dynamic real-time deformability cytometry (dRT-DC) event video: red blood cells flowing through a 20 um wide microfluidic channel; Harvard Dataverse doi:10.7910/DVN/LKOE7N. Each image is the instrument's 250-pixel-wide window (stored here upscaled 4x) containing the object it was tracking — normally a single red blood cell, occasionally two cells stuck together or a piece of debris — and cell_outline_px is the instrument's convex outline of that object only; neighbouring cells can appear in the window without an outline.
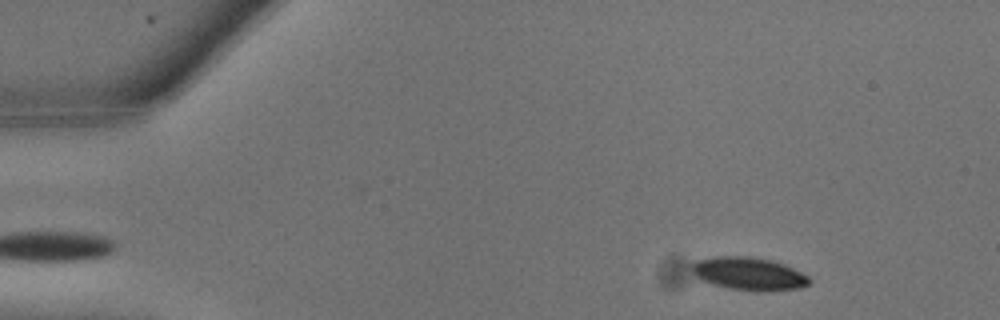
{"species": "common noctule bat (a hibernating species)", "species_latin": "Nyctalus noctula", "temperature_condition": "warm", "stored_images_in_passage": 9, "camera_frame_rate_fps": 3000, "um_per_image_px": 0.085, "animal": {"sex": "male", "body_mass_g": 13.3}, "frame": {"image": 1, "passage_image": 3, "time_ms": 0.667, "image_size_px": [1000, 320], "cell_outline_px": [[812, 280], [808, 284], [800, 288], [764, 292], [756, 292], [728, 288], [712, 284], [700, 280], [692, 272], [692, 264], [696, 260], [712, 256], [748, 256], [772, 260], [784, 264], [808, 276]], "centroid_in_image_um": [63.63, 23.27], "position_along_channel_um": 21.4, "area_um2": 22.83}}
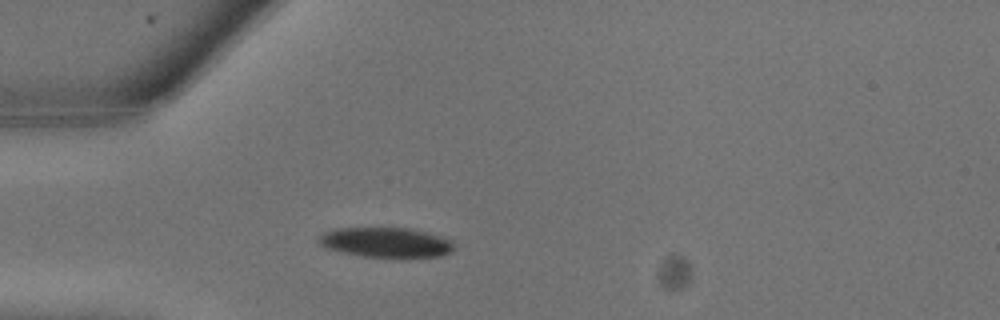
{"frame": {"image": 2, "passage_image": 7, "time_ms": 2.0, "image_size_px": [1000, 320], "cell_outline_px": [[456, 248], [452, 252], [440, 256], [404, 260], [400, 260], [364, 256], [344, 252], [328, 248], [320, 244], [316, 240], [324, 232], [336, 228], [412, 228], [428, 232], [452, 240], [456, 244]], "centroid_in_image_um": [32.92, 20.64], "position_along_channel_um": 52.1, "area_um2": 24.51}}